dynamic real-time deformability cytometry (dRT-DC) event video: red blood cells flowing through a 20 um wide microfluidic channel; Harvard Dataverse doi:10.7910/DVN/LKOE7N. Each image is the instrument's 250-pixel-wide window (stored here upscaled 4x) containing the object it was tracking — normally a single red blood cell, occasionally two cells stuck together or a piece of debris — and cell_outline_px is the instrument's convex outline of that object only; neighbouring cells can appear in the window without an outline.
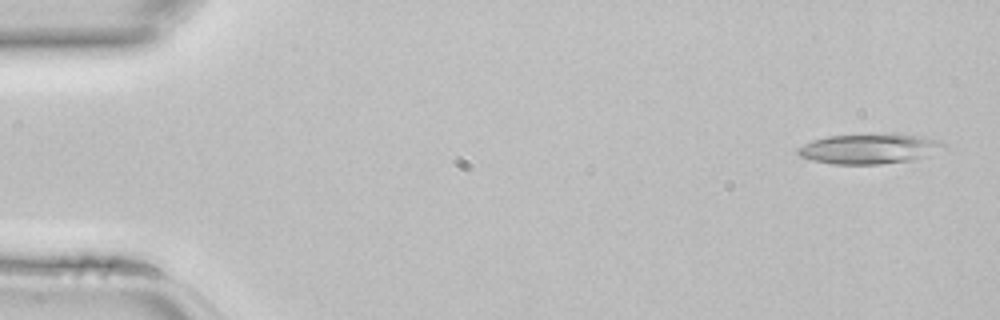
{"species": "common noctule bat (a hibernating species)", "species_latin": "Nyctalus noctula", "temperature_condition": "room temperature", "stored_images_in_passage": 44, "camera_frame_rate_fps": 3000, "um_per_image_px": 0.085, "animal": {"sex": "female", "body_mass_g": 22.7, "forearm_length_mm": 54.2}, "frame": {"image": 1, "passage_image": 2, "time_ms": 0.333, "image_size_px": [1000, 320], "cell_outline_px": [[944, 144], [924, 156], [908, 160], [880, 164], [832, 164], [812, 160], [800, 156], [796, 152], [796, 148], [812, 140], [828, 136], [912, 136], [936, 140]], "centroid_in_image_um": [73.67, 12.69], "position_along_channel_um": 11.3, "area_um2": 23.87}}
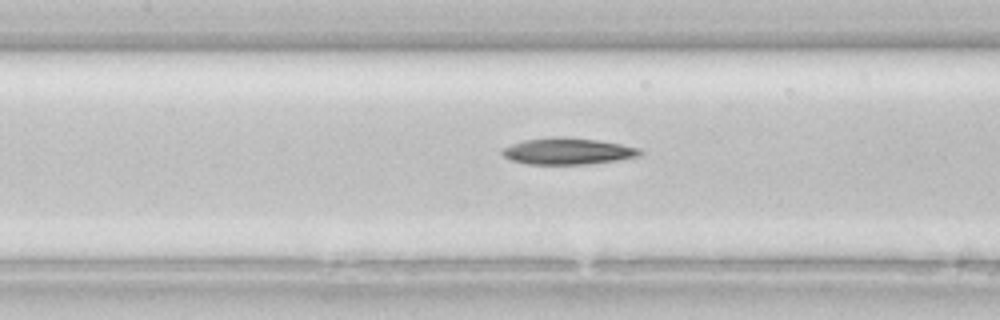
{"frame": {"image": 2, "passage_image": 20, "time_ms": 6.333, "image_size_px": [1000, 320], "cell_outline_px": [[644, 152], [640, 156], [620, 160], [588, 164], [528, 164], [508, 160], [500, 152], [500, 148], [524, 140], [560, 136], [564, 136], [596, 140], [620, 144], [640, 148]], "centroid_in_image_um": [48.25, 12.86], "position_along_channel_um": 159.2, "area_um2": 21.5}}
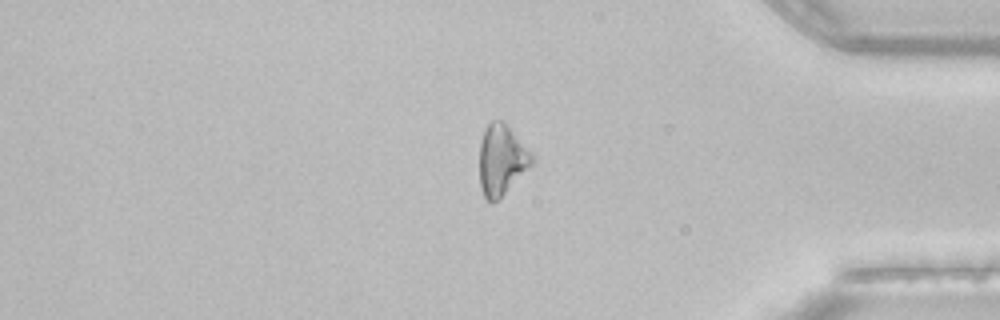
{"frame": {"image": 3, "passage_image": 37, "time_ms": 12.0, "image_size_px": [1000, 320], "cell_outline_px": [[532, 164], [496, 200], [488, 200], [484, 196], [480, 188], [480, 140], [488, 124], [492, 120], [504, 120], [532, 152]], "centroid_in_image_um": [42.62, 13.51], "position_along_channel_um": 392.6, "area_um2": 21.1}}